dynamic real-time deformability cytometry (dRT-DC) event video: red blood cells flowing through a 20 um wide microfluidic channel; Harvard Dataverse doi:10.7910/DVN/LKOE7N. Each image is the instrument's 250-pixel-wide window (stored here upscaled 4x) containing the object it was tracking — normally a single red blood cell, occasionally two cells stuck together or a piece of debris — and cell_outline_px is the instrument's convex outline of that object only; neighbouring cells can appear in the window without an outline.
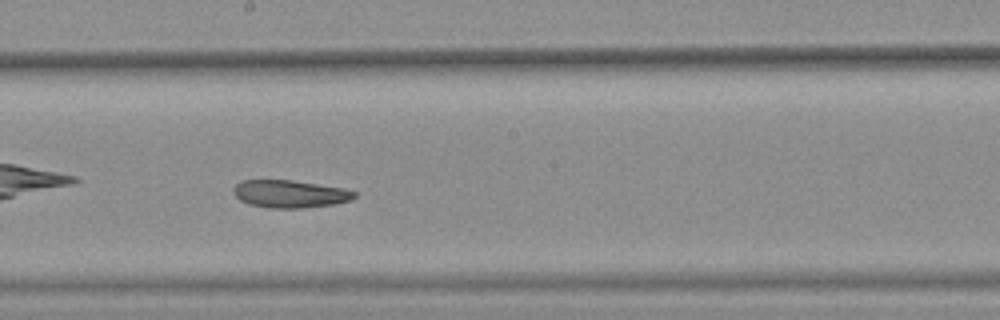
{"species": "common noctule bat (a hibernating species)", "species_latin": "Nyctalus noctula", "temperature_condition": "warm", "stored_images_in_passage": 28, "camera_frame_rate_fps": 3000, "um_per_image_px": 0.085, "animal": {"sex": "female", "body_mass_g": 25.1}, "frame": {"image": 1, "passage_image": 13, "time_ms": 4.0, "image_size_px": [1000, 320], "cell_outline_px": [[356, 196], [352, 200], [332, 204], [304, 208], [268, 208], [248, 204], [240, 200], [232, 192], [232, 188], [240, 180], [292, 180], [344, 188], [356, 192]], "centroid_in_image_um": [24.62, 16.48], "position_along_channel_um": 223.6, "area_um2": 19.59}}
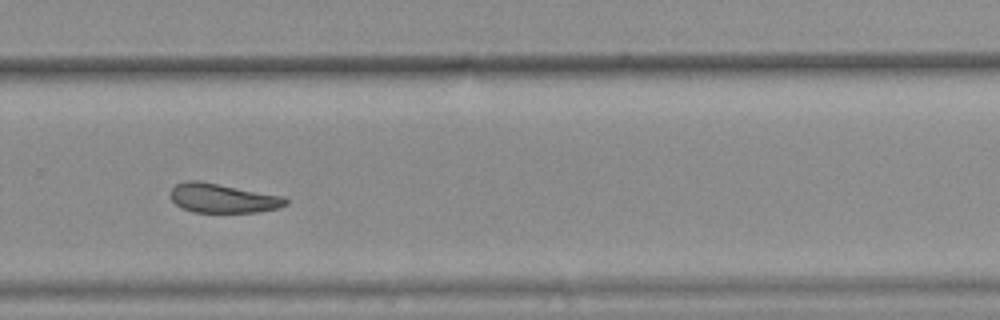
{"frame": {"image": 2, "passage_image": 20, "time_ms": 6.333, "image_size_px": [1000, 320], "cell_outline_px": [[288, 204], [280, 208], [256, 212], [192, 212], [180, 208], [172, 200], [172, 188], [176, 184], [188, 180], [200, 180], [284, 196], [288, 200]], "centroid_in_image_um": [18.96, 16.84], "position_along_channel_um": 310.8, "area_um2": 19.77}}